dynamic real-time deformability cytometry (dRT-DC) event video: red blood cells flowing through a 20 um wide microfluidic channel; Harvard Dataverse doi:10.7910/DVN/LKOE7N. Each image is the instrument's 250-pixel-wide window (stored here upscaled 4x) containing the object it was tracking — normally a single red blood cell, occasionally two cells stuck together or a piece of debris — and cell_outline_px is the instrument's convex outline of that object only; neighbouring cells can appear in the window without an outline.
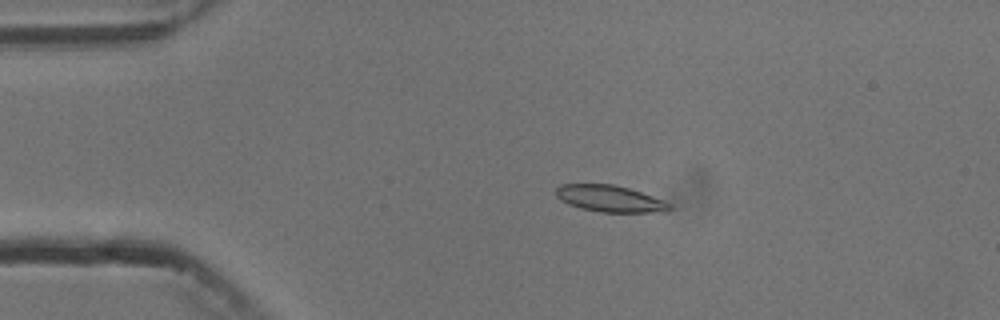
{"species": "common noctule bat (a hibernating species)", "species_latin": "Nyctalus noctula", "temperature_condition": "cold", "stored_images_in_passage": 6, "camera_frame_rate_fps": 3000, "um_per_image_px": 0.085, "animal": {"sex": "male", "body_mass_g": 13.3}, "frame": {"image": 1, "passage_image": 3, "time_ms": 2.333, "image_size_px": [1000, 320], "cell_outline_px": [[672, 208], [668, 212], [600, 212], [580, 208], [568, 204], [560, 200], [556, 196], [556, 188], [560, 184], [612, 184], [628, 188], [652, 196], [668, 204]], "centroid_in_image_um": [51.79, 16.89], "position_along_channel_um": 33.2, "area_um2": 17.46}}
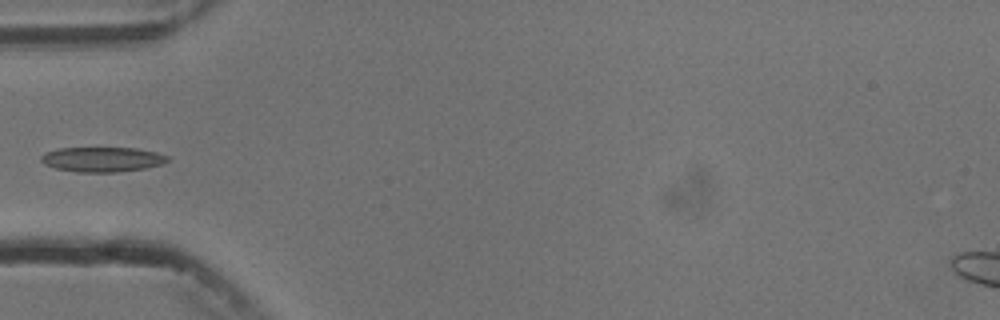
{"frame": {"image": 2, "passage_image": 5, "time_ms": 4.667, "image_size_px": [1000, 320], "cell_outline_px": [[168, 160], [164, 164], [144, 168], [116, 172], [80, 172], [56, 168], [44, 164], [40, 160], [40, 156], [44, 152], [60, 148], [136, 148], [156, 152], [168, 156]], "centroid_in_image_um": [8.68, 13.54], "position_along_channel_um": 76.3, "area_um2": 18.26}}
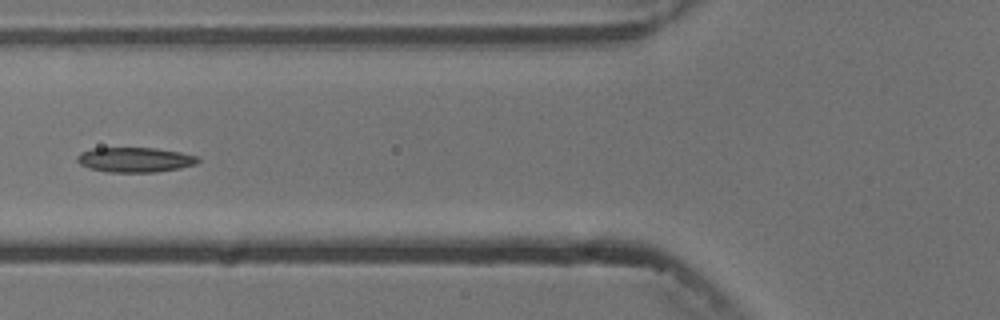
{"frame": {"image": 3, "passage_image": 6, "time_ms": 5.667, "image_size_px": [1000, 320], "cell_outline_px": [[200, 160], [196, 164], [180, 168], [156, 172], [108, 172], [88, 168], [80, 164], [76, 160], [76, 156], [80, 152], [92, 148], [156, 148], [180, 152], [196, 156]], "centroid_in_image_um": [11.44, 13.58], "position_along_channel_um": 114.4, "area_um2": 17.57}}